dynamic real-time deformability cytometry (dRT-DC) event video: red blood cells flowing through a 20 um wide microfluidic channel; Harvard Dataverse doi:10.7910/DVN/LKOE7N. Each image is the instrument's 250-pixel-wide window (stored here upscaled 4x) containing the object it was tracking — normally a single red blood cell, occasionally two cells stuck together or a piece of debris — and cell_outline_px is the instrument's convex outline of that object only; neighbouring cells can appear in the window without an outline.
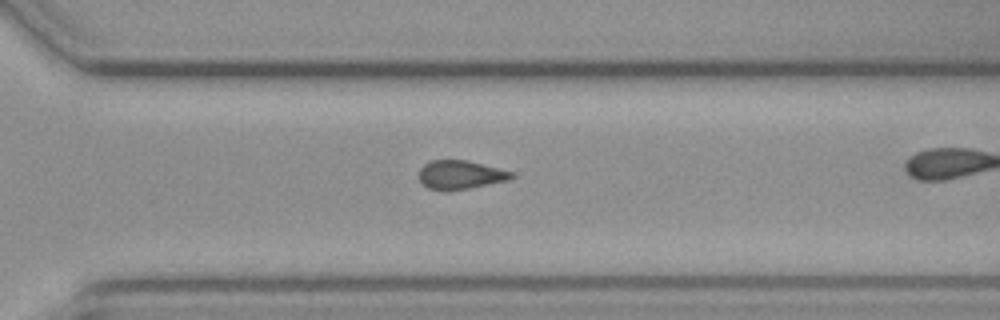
{"species": "common noctule bat (a hibernating species)", "species_latin": "Nyctalus noctula", "temperature_condition": "cold", "stored_images_in_passage": 27, "camera_frame_rate_fps": 3000, "um_per_image_px": 0.085, "animal": {"sex": "female", "body_mass_g": 19.3, "forearm_length_mm": 54.1}, "frame": {"image": 1, "passage_image": 23, "time_ms": 7.333, "image_size_px": [1000, 320], "cell_outline_px": [[516, 176], [508, 180], [448, 192], [444, 192], [428, 188], [420, 184], [416, 176], [420, 168], [424, 164], [432, 160], [468, 160], [512, 172]], "centroid_in_image_um": [39.04, 14.87], "position_along_channel_um": 331.6, "area_um2": 15.84}}